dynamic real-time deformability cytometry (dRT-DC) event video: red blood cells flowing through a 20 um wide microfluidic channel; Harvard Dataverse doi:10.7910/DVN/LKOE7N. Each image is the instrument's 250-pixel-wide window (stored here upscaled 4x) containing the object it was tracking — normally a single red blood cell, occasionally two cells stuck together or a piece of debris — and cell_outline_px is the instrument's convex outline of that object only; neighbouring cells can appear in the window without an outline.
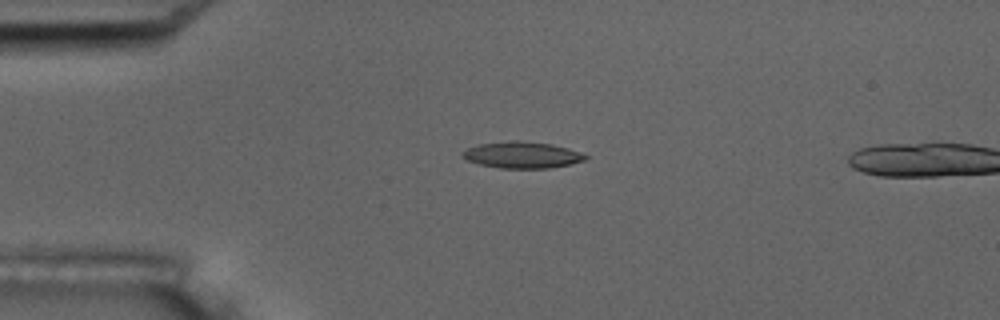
{"species": "common noctule bat (a hibernating species)", "species_latin": "Nyctalus noctula", "temperature_condition": "room temperature", "stored_images_in_passage": 6, "camera_frame_rate_fps": 3000, "um_per_image_px": 0.085, "animal": {"sex": "male", "body_mass_g": 17.5, "forearm_length_mm": 52.3}, "frame": {"image": 1, "passage_image": 5, "time_ms": 4.333, "image_size_px": [1000, 320], "cell_outline_px": [[588, 156], [584, 160], [568, 164], [548, 168], [500, 168], [480, 164], [468, 160], [460, 156], [468, 148], [480, 144], [512, 140], [520, 140], [552, 144], [568, 148], [580, 152]], "centroid_in_image_um": [44.38, 13.16], "position_along_channel_um": 40.6, "area_um2": 18.73}}